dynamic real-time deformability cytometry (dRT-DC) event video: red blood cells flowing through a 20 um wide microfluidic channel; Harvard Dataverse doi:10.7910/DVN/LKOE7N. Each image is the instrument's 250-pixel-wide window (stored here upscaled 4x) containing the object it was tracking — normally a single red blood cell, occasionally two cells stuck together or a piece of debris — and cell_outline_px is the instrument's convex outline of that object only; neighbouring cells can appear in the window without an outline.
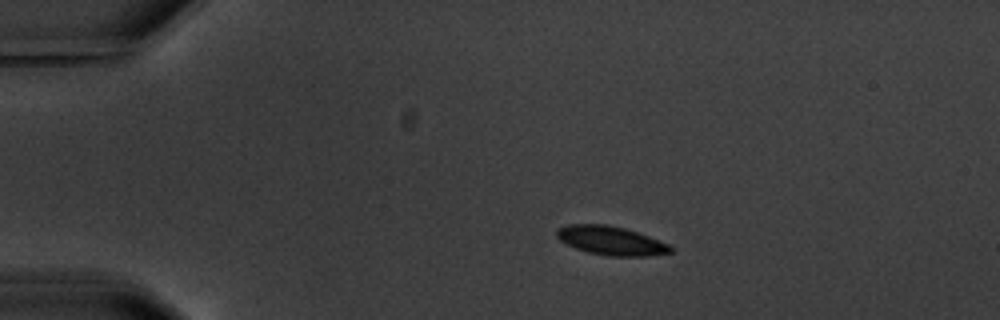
{"species": "common noctule bat (a hibernating species)", "species_latin": "Nyctalus noctula", "temperature_condition": "warm", "stored_images_in_passage": 6, "camera_frame_rate_fps": 3000, "um_per_image_px": 0.085, "animal": {"sex": "male", "body_mass_g": 20.1, "forearm_length_mm": 53.5}, "frame": {"image": 1, "passage_image": 3, "time_ms": 2.333, "image_size_px": [1000, 320], "cell_outline_px": [[672, 252], [648, 256], [608, 256], [588, 252], [576, 248], [560, 240], [556, 236], [556, 228], [568, 224], [608, 224], [624, 228], [648, 236], [668, 244], [672, 248]], "centroid_in_image_um": [51.9, 20.45], "position_along_channel_um": 33.1, "area_um2": 19.02}}
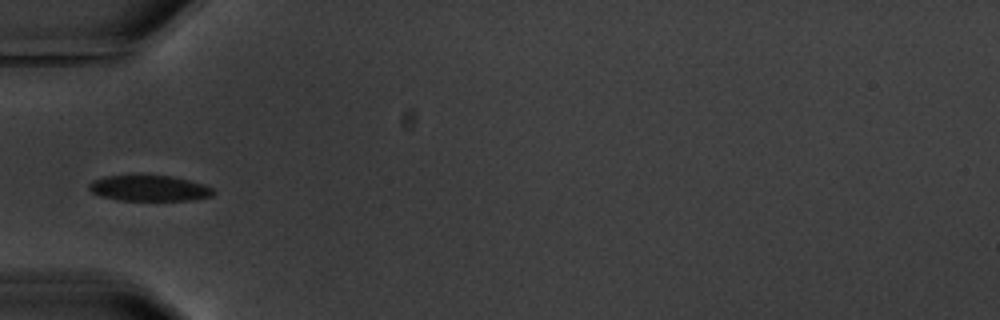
{"frame": {"image": 2, "passage_image": 5, "time_ms": 5.0, "image_size_px": [1000, 320], "cell_outline_px": [[216, 192], [212, 196], [192, 200], [116, 200], [100, 196], [92, 192], [88, 188], [88, 184], [92, 180], [104, 176], [172, 176], [204, 184], [212, 188]], "centroid_in_image_um": [12.68, 16.01], "position_along_channel_um": 72.3, "area_um2": 18.61}}
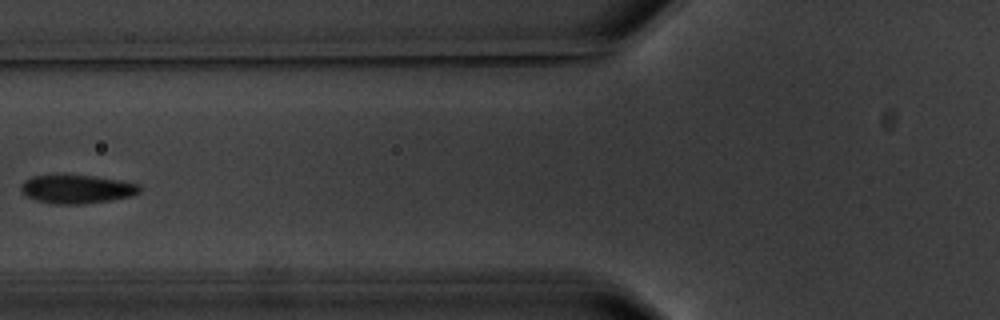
{"frame": {"image": 3, "passage_image": 6, "time_ms": 6.333, "image_size_px": [1000, 320], "cell_outline_px": [[140, 192], [132, 196], [112, 200], [84, 204], [56, 204], [36, 200], [28, 196], [20, 188], [20, 184], [24, 180], [32, 176], [92, 176], [120, 180], [140, 184]], "centroid_in_image_um": [6.57, 16.09], "position_along_channel_um": 119.2, "area_um2": 19.54}}